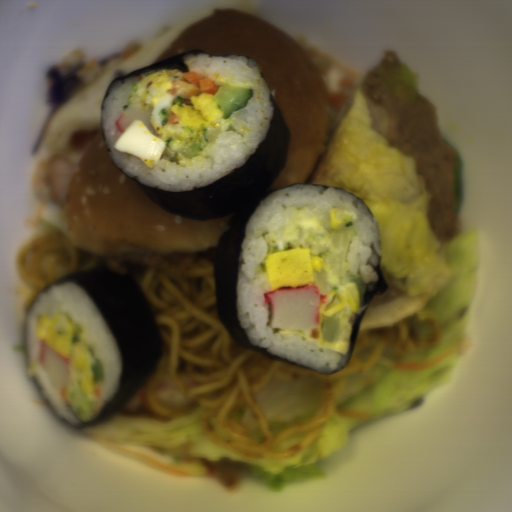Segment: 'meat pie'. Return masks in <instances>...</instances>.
I'll use <instances>...</instances> for the list:
<instances>
[{
    "instance_id": "b5893723",
    "label": "meat pie",
    "mask_w": 512,
    "mask_h": 512,
    "mask_svg": "<svg viewBox=\"0 0 512 512\" xmlns=\"http://www.w3.org/2000/svg\"><path fill=\"white\" fill-rule=\"evenodd\" d=\"M398 50L367 68L360 84L370 121L388 148L413 159L424 184L426 220L438 239H449L461 216L458 152L446 139L435 106L400 74Z\"/></svg>"
}]
</instances>
